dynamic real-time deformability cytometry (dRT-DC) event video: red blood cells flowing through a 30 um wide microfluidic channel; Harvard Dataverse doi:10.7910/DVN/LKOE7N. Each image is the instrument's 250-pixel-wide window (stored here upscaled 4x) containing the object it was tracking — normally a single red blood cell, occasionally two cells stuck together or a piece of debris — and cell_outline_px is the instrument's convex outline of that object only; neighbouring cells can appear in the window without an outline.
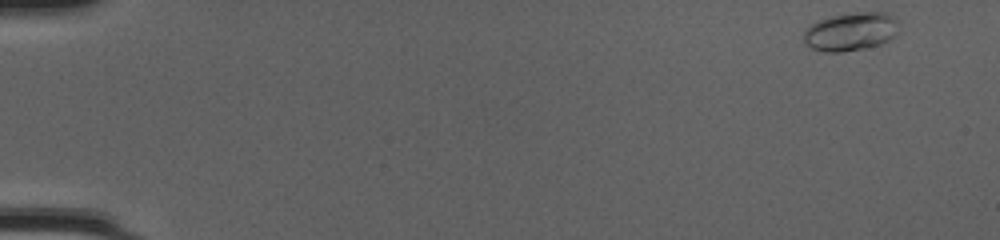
{"species": "common noctule bat (a hibernating species)", "species_latin": "Nyctalus noctula", "temperature_condition": "cold", "stored_images_in_passage": 48, "camera_frame_rate_fps": 3000, "um_per_image_px": 0.085, "animal": {"sex": "female", "body_mass_g": 20.0, "forearm_length_mm": 54.0}, "frame": {"image": 1, "passage_image": 1, "time_ms": 0.0, "image_size_px": [1000, 240], "cell_outline_px": [[900, 32], [896, 36], [880, 44], [864, 48], [840, 52], [824, 52], [812, 48], [804, 44], [804, 32], [812, 24], [828, 16], [856, 12], [892, 12], [900, 20]], "centroid_in_image_um": [72.41, 2.66], "position_along_channel_um": 12.6, "area_um2": 21.79}}
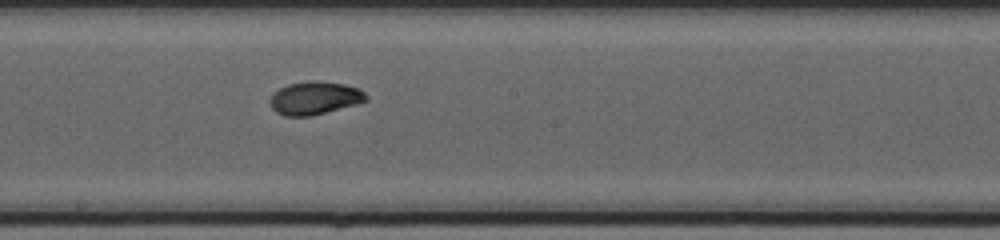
{"frame": {"image": 2, "passage_image": 27, "time_ms": 8.667, "image_size_px": [1000, 240], "cell_outline_px": [[368, 100], [356, 104], [312, 116], [284, 116], [276, 112], [272, 108], [268, 100], [272, 92], [288, 84], [308, 80], [316, 80], [344, 84], [360, 88], [368, 96]], "centroid_in_image_um": [26.73, 8.32], "position_along_channel_um": 221.5, "area_um2": 18.79}}
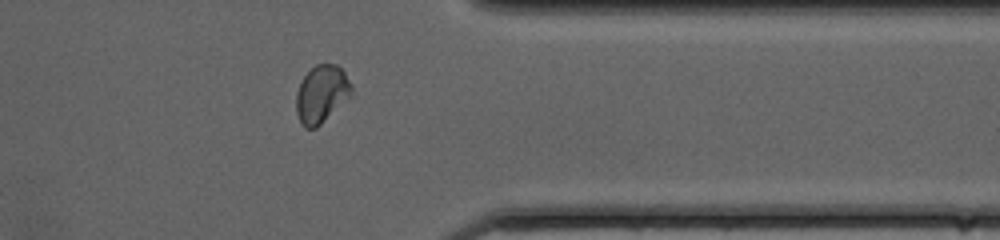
{"frame": {"image": 3, "passage_image": 39, "time_ms": 12.667, "image_size_px": [1000, 240], "cell_outline_px": [[352, 96], [316, 128], [304, 128], [300, 124], [296, 112], [296, 92], [304, 76], [316, 64], [336, 64], [344, 72], [352, 88]], "centroid_in_image_um": [27.32, 8.02], "position_along_channel_um": 384.1, "area_um2": 18.55}, "authors_computed_cell_mechanics": {"area_um2": 18.0914, "velocity_mm_per_s": 4.2284, "shape_relaxation_time_tau1_ms": 4.1407, "shape_relaxation_time_tau2_ms": 1.6756, "deformation_change_tau1": 0.1479, "deformation_change_tau2": 0.0462}}